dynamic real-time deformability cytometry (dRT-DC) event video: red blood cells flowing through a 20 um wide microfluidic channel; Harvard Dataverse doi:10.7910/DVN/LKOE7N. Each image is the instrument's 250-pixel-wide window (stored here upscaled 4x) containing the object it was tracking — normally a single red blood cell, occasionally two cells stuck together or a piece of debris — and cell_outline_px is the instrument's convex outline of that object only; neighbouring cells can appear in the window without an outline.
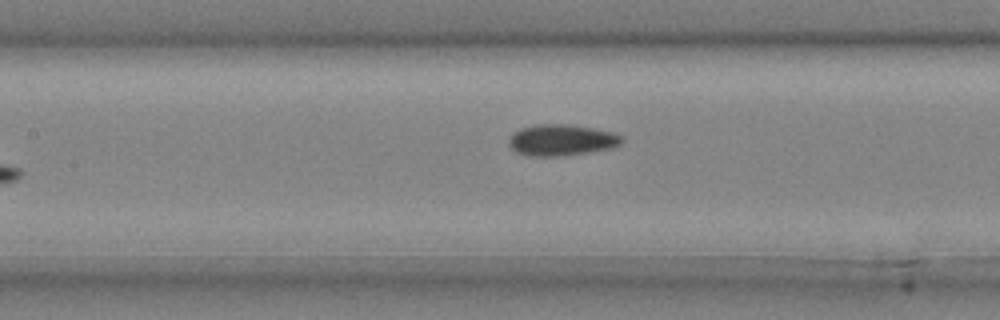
{"species": "common noctule bat (a hibernating species)", "species_latin": "Nyctalus noctula", "temperature_condition": "cold", "stored_images_in_passage": 7, "camera_frame_rate_fps": 3000, "um_per_image_px": 0.085, "animal": {"sex": "male", "body_mass_g": 20.4}, "frame": {"image": 1, "passage_image": 7, "time_ms": 2.0, "image_size_px": [1000, 320], "cell_outline_px": [[624, 140], [620, 144], [612, 148], [564, 156], [528, 156], [516, 152], [508, 144], [508, 140], [512, 132], [520, 128], [536, 124], [568, 124], [616, 132], [624, 136]], "centroid_in_image_um": [47.74, 11.9], "position_along_channel_um": 159.7, "area_um2": 20.92}}